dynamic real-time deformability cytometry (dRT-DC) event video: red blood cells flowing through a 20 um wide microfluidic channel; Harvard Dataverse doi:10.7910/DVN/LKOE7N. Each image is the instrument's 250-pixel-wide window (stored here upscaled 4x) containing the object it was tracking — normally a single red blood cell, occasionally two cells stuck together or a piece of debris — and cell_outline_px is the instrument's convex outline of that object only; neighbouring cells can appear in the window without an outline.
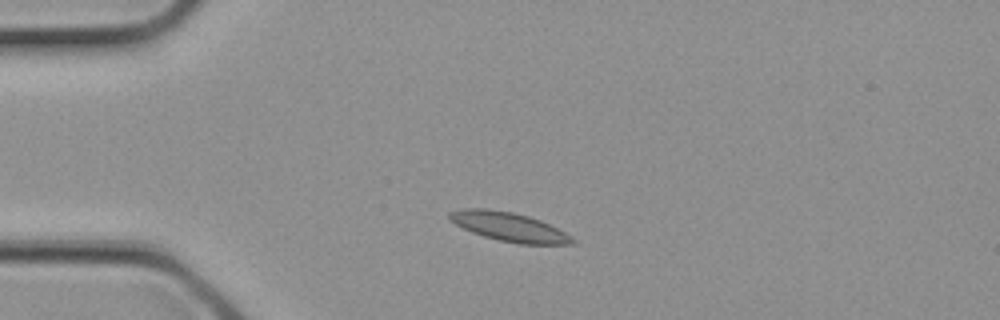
{"species": "common noctule bat (a hibernating species)", "species_latin": "Nyctalus noctula", "temperature_condition": "cold", "stored_images_in_passage": 1, "camera_frame_rate_fps": 3000, "um_per_image_px": 0.085, "animal": {"sex": "female", "body_mass_g": 21.9}, "frame": {"image": 1, "passage_image": 1, "time_ms": 0.0, "image_size_px": [1000, 320], "cell_outline_px": [[576, 244], [516, 244], [484, 236], [472, 232], [448, 220], [448, 212], [464, 208], [488, 208], [512, 212], [528, 216], [540, 220], [572, 236], [576, 240]], "centroid_in_image_um": [43.26, 19.27], "position_along_channel_um": 41.7, "area_um2": 20.75}}